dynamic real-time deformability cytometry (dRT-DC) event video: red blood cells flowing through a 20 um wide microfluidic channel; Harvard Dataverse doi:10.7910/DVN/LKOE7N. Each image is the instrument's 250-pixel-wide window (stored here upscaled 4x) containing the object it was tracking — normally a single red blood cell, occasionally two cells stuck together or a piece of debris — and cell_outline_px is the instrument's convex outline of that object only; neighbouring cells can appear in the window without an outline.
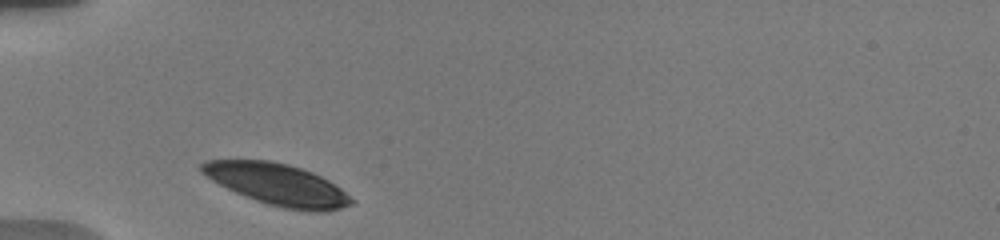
{"species": "human", "species_latin": "Homo sapiens", "temperature_condition": "warm", "stored_images_in_passage": 28, "camera_frame_rate_fps": 3000, "um_per_image_px": 0.085, "donor": {"sex": "male"}, "frame": {"image": 1, "passage_image": 1, "time_ms": 0.0, "image_size_px": [1000, 240], "cell_outline_px": [[356, 200], [352, 204], [340, 208], [324, 212], [308, 212], [284, 208], [268, 204], [256, 200], [236, 192], [212, 180], [200, 172], [200, 164], [204, 160], [268, 160], [288, 164], [312, 172], [328, 180], [340, 188]], "centroid_in_image_um": [23.6, 15.68], "position_along_channel_um": 61.4, "area_um2": 36.13}}
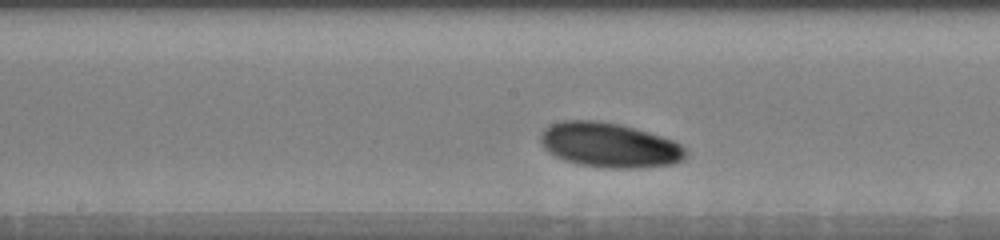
{"frame": {"image": 2, "passage_image": 12, "time_ms": 4.0, "image_size_px": [1000, 240], "cell_outline_px": [[688, 152], [684, 160], [672, 164], [640, 168], [608, 168], [576, 164], [564, 160], [548, 152], [544, 148], [540, 140], [540, 132], [544, 128], [552, 124], [564, 120], [600, 120], [620, 124], [676, 140]], "centroid_in_image_um": [51.8, 12.33], "position_along_channel_um": 196.4, "area_um2": 38.21}}
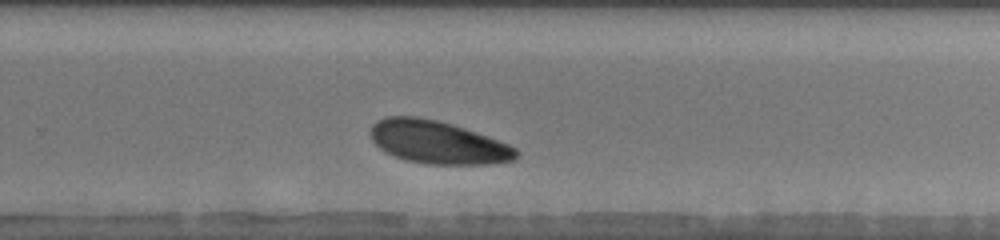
{"frame": {"image": 3, "passage_image": 20, "time_ms": 6.667, "image_size_px": [1000, 240], "cell_outline_px": [[520, 152], [516, 160], [488, 164], [424, 164], [404, 160], [384, 152], [372, 140], [368, 132], [372, 124], [376, 120], [388, 116], [416, 116], [436, 120], [452, 124], [488, 136], [508, 144], [516, 148]], "centroid_in_image_um": [37.18, 12.1], "position_along_channel_um": 292.6, "area_um2": 36.76}, "authors_computed_cell_mechanics": {"area_um2": 36.6452, "velocity_mm_per_s": 3.6141, "shape_relaxation_time_tau1_ms": 0.6084, "shape_relaxation_time_tau2_ms": 9.3801, "deformation_change_tau1": 0.0397, "deformation_change_tau2": 0.1558}}